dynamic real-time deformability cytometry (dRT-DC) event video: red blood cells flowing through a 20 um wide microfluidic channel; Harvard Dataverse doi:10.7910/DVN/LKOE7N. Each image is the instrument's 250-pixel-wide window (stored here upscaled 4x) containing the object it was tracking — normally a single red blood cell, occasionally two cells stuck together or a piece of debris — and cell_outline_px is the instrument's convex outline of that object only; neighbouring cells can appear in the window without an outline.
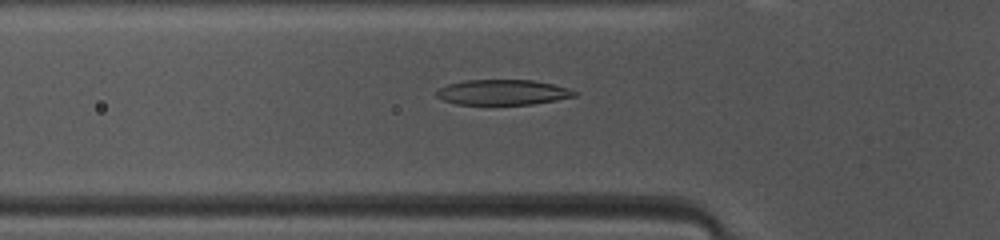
{"species": "common noctule bat (a hibernating species)", "species_latin": "Nyctalus noctula", "temperature_condition": "warm", "stored_images_in_passage": 41, "camera_frame_rate_fps": 3000, "um_per_image_px": 0.085, "animal": {"sex": "female", "body_mass_g": 10.0, "forearm_length_mm": 53.1}, "frame": {"image": 1, "passage_image": 9, "time_ms": 2.667, "image_size_px": [1000, 240], "cell_outline_px": [[580, 92], [576, 96], [556, 100], [532, 104], [456, 104], [444, 100], [436, 96], [436, 92], [440, 88], [448, 84], [464, 80], [532, 80], [552, 84], [568, 88]], "centroid_in_image_um": [42.76, 7.84], "position_along_channel_um": 83.0, "area_um2": 20.23}}
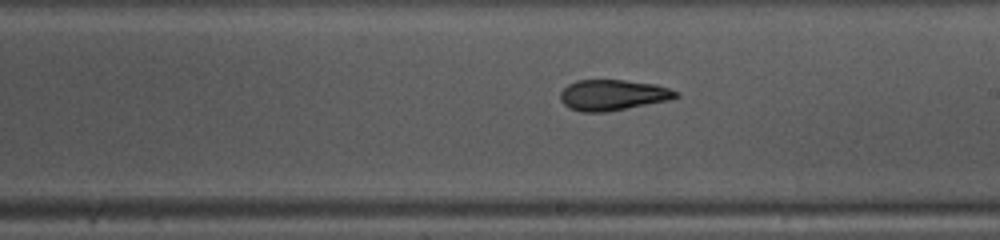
{"frame": {"image": 2, "passage_image": 20, "time_ms": 6.333, "image_size_px": [1000, 240], "cell_outline_px": [[680, 96], [664, 100], [608, 112], [580, 112], [568, 108], [560, 100], [560, 92], [568, 84], [576, 80], [624, 80], [656, 84], [680, 92]], "centroid_in_image_um": [52.04, 8.07], "position_along_channel_um": 237.0, "area_um2": 20.63}}
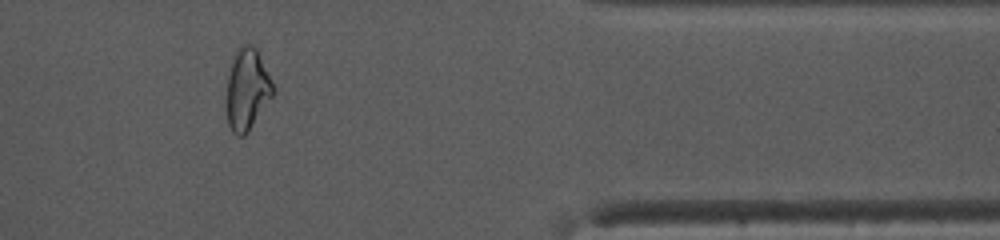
{"frame": {"image": 3, "passage_image": 33, "time_ms": 10.667, "image_size_px": [1000, 240], "cell_outline_px": [[276, 92], [248, 132], [244, 136], [236, 136], [232, 132], [228, 124], [228, 76], [232, 60], [236, 48], [240, 44], [252, 44], [256, 48]], "centroid_in_image_um": [21.02, 7.6], "position_along_channel_um": 390.4, "area_um2": 21.85}, "authors_computed_cell_mechanics": {"area_um2": 21.097, "velocity_mm_per_s": 4.1583, "shape_relaxation_time_tau1_ms": 4.0573, "shape_relaxation_time_tau2_ms": 2.7676, "deformation_change_tau1": 0.1764, "deformation_change_tau2": 0.1187}}